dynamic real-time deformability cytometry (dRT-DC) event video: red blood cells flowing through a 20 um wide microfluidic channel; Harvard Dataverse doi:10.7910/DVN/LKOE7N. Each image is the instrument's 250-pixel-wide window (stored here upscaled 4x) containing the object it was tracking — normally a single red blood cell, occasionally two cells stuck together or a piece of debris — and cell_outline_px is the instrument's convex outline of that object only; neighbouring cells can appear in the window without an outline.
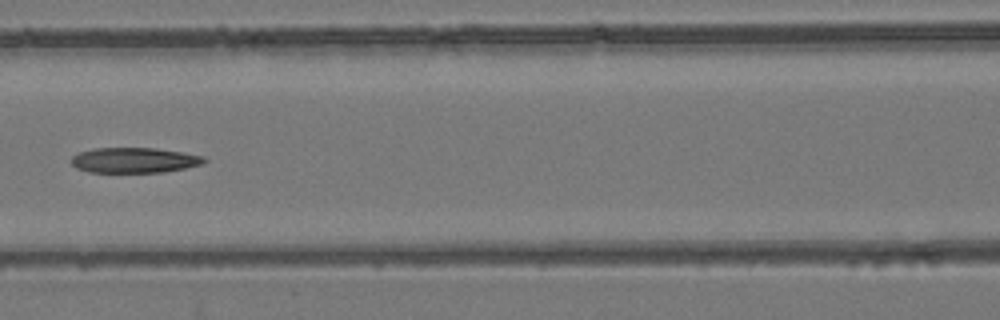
{"species": "common noctule bat (a hibernating species)", "species_latin": "Nyctalus noctula", "temperature_condition": "room temperature", "stored_images_in_passage": 7, "camera_frame_rate_fps": 3000, "um_per_image_px": 0.085, "animal": {"sex": "female", "body_mass_g": 24.6, "forearm_length_mm": 56.2}, "frame": {"image": 1, "passage_image": 7, "time_ms": 7.667, "image_size_px": [1000, 320], "cell_outline_px": [[208, 160], [204, 164], [164, 172], [88, 172], [76, 168], [72, 164], [72, 156], [80, 152], [96, 148], [156, 148], [184, 152], [204, 156]], "centroid_in_image_um": [11.46, 13.61], "position_along_channel_um": 155.1, "area_um2": 19.65}}